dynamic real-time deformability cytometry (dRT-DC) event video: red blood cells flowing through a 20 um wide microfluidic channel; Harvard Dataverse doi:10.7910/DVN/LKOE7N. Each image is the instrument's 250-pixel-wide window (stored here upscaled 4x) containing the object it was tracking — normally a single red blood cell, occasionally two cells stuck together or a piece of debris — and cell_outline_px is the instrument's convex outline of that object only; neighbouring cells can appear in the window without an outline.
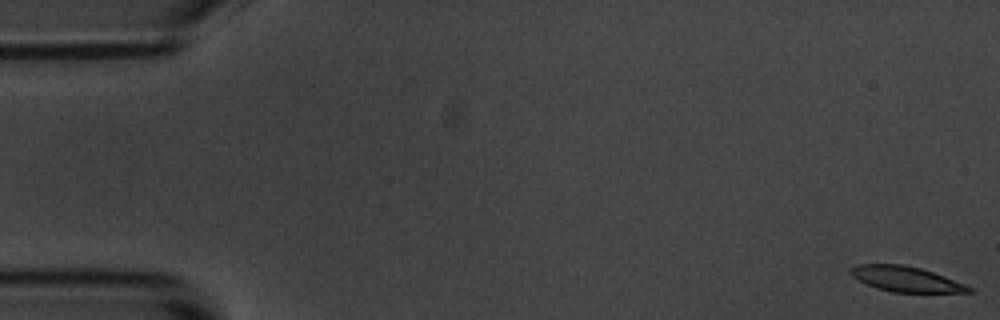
{"species": "common noctule bat (a hibernating species)", "species_latin": "Nyctalus noctula", "temperature_condition": "room temperature", "stored_images_in_passage": 57, "camera_frame_rate_fps": 3000, "um_per_image_px": 0.085, "animal": {"sex": "male", "body_mass_g": 20.1, "forearm_length_mm": 53.5}, "frame": {"image": 1, "passage_image": 1, "time_ms": 0.0, "image_size_px": [1000, 320], "cell_outline_px": [[972, 292], [892, 292], [876, 288], [852, 276], [852, 268], [856, 264], [904, 264], [920, 268], [944, 276], [964, 284], [972, 288]], "centroid_in_image_um": [77.0, 23.71], "position_along_channel_um": 8.0, "area_um2": 17.05}}
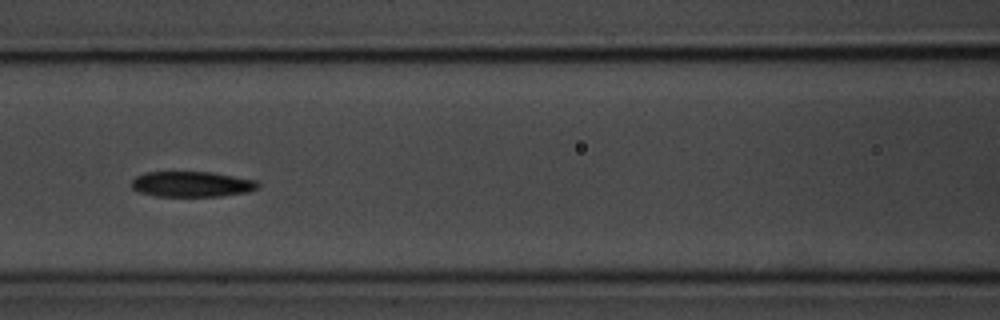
{"frame": {"image": 2, "passage_image": 25, "time_ms": 8.0, "image_size_px": [1000, 320], "cell_outline_px": [[260, 188], [248, 192], [220, 196], [156, 196], [140, 192], [132, 188], [132, 180], [136, 176], [144, 172], [212, 172], [256, 180], [260, 184]], "centroid_in_image_um": [16.33, 15.65], "position_along_channel_um": 150.3, "area_um2": 18.84}}
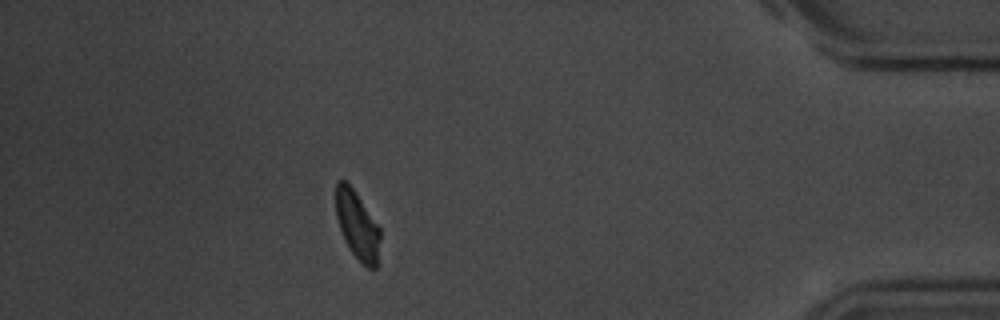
{"frame": {"image": 3, "passage_image": 51, "time_ms": 16.667, "image_size_px": [1000, 320], "cell_outline_px": [[380, 240], [376, 268], [368, 268], [352, 252], [344, 240], [336, 216], [336, 180], [344, 180], [356, 192], [380, 228]], "centroid_in_image_um": [30.36, 19.12], "position_along_channel_um": 404.8, "area_um2": 17.34}, "authors_computed_cell_mechanics": {"area_um2": 18.9006, "velocity_mm_per_s": 3.4922, "shape_relaxation_time_tau1_ms": 3.7626, "shape_relaxation_time_tau2_ms": 7.0, "deformation_change_tau1": 0.1394, "deformation_change_tau2": 0.1265}}